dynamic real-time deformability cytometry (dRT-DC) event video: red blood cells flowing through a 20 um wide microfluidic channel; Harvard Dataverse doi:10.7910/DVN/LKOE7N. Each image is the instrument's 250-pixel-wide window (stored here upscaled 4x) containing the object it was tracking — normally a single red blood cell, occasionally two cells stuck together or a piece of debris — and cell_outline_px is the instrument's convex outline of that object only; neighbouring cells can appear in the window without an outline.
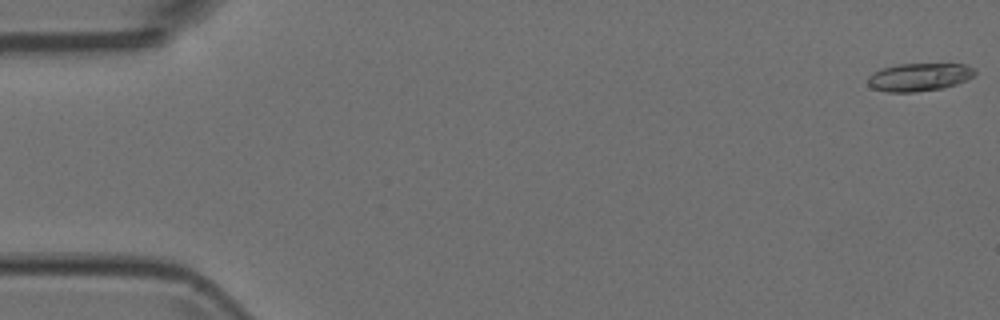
{"species": "Egyptian fruit bat (a non-hibernating species)", "species_latin": "Rousettus aegyptiacus", "temperature_condition": "room temperature", "stored_images_in_passage": 7, "camera_frame_rate_fps": 3000, "um_per_image_px": 0.085, "animal": {"sex": "female"}, "frame": {"image": 1, "passage_image": 1, "time_ms": 0.0, "image_size_px": [1000, 320], "cell_outline_px": [[976, 72], [972, 76], [956, 84], [944, 88], [912, 92], [888, 92], [872, 88], [868, 84], [868, 76], [884, 68], [896, 64], [964, 64], [976, 68]], "centroid_in_image_um": [78.14, 6.55], "position_along_channel_um": 6.9, "area_um2": 17.28}}
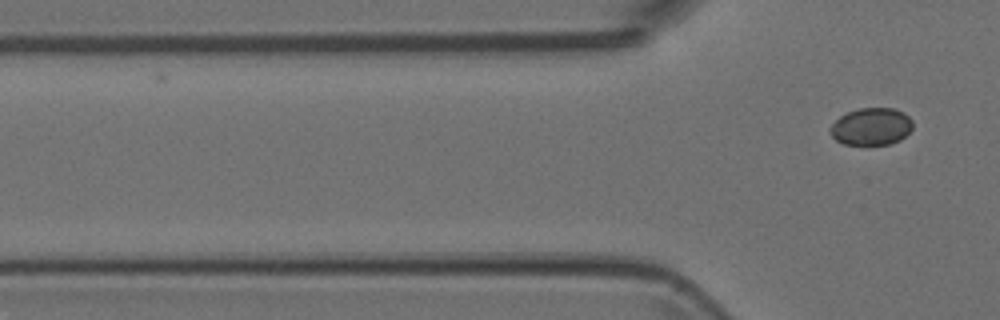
{"frame": {"image": 2, "passage_image": 7, "time_ms": 2.0, "image_size_px": [1000, 320], "cell_outline_px": [[912, 128], [900, 140], [888, 144], [844, 144], [836, 140], [832, 136], [828, 128], [840, 116], [848, 112], [860, 108], [892, 108], [904, 112], [912, 120]], "centroid_in_image_um": [74.05, 10.75], "position_along_channel_um": 51.7, "area_um2": 17.8}}